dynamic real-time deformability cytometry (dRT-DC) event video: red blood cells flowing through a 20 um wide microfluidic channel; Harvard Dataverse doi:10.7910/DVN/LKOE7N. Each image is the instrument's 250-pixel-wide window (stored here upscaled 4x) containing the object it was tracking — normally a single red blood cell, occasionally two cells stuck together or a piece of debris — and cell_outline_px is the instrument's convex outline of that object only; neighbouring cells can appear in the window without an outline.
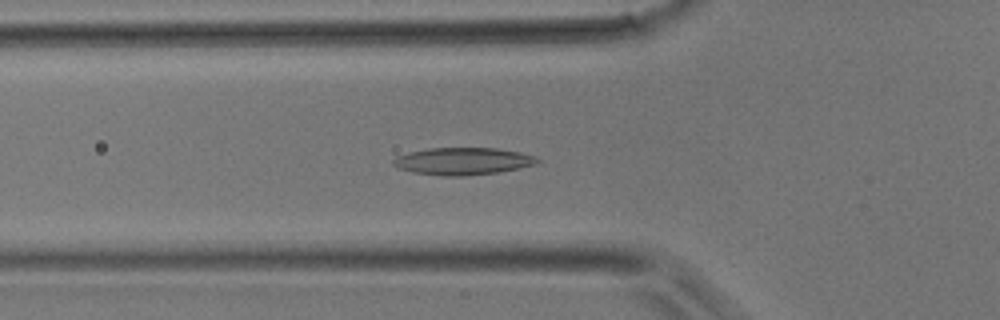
{"species": "common noctule bat (a hibernating species)", "species_latin": "Nyctalus noctula", "temperature_condition": "room temperature", "stored_images_in_passage": 32, "camera_frame_rate_fps": 3000, "um_per_image_px": 0.085, "animal": {"sex": "male", "body_mass_g": 17.9}, "frame": {"image": 1, "passage_image": 5, "time_ms": 1.333, "image_size_px": [1000, 320], "cell_outline_px": [[540, 160], [536, 164], [520, 168], [500, 172], [464, 176], [444, 176], [412, 172], [400, 168], [392, 164], [392, 160], [396, 156], [408, 152], [428, 148], [496, 148], [520, 152], [536, 156]], "centroid_in_image_um": [39.35, 13.7], "position_along_channel_um": 86.5, "area_um2": 23.0}}
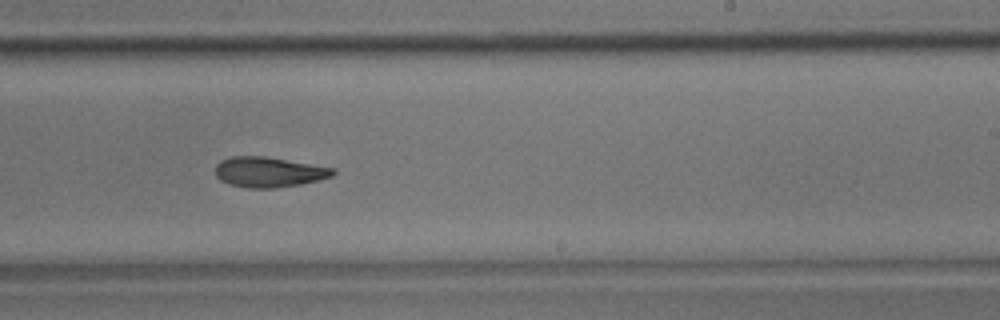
{"frame": {"image": 2, "passage_image": 16, "time_ms": 5.0, "image_size_px": [1000, 320], "cell_outline_px": [[336, 172], [332, 176], [300, 184], [276, 188], [248, 188], [228, 184], [220, 180], [216, 176], [216, 164], [220, 160], [232, 156], [264, 156], [336, 168]], "centroid_in_image_um": [22.83, 14.62], "position_along_channel_um": 266.2, "area_um2": 20.75}}
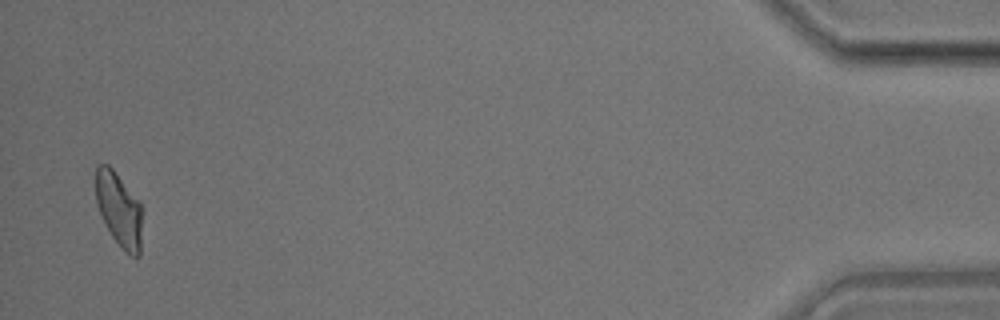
{"frame": {"image": 3, "passage_image": 31, "time_ms": 10.0, "image_size_px": [1000, 320], "cell_outline_px": [[144, 208], [140, 256], [132, 256], [112, 236], [96, 204], [96, 168], [100, 164], [108, 164], [112, 168], [140, 200]], "centroid_in_image_um": [10.18, 17.78], "position_along_channel_um": 425.0, "area_um2": 20.29}}